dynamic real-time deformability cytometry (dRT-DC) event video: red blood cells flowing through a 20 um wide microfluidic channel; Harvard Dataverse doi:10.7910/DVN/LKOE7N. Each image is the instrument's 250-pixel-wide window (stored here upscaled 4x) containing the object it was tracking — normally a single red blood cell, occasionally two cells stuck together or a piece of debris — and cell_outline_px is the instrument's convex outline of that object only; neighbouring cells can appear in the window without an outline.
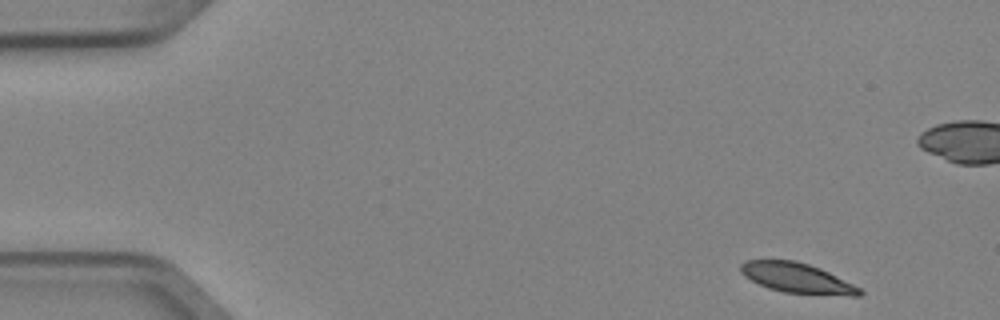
{"species": "Egyptian fruit bat (a non-hibernating species)", "species_latin": "Rousettus aegyptiacus", "temperature_condition": "cold", "stored_images_in_passage": 5, "camera_frame_rate_fps": 3000, "um_per_image_px": 0.085, "animal": {"sex": "female"}, "frame": {"image": 1, "passage_image": 1, "time_ms": 0.0, "image_size_px": [1000, 320], "cell_outline_px": [[864, 292], [860, 296], [852, 296], [784, 292], [768, 288], [744, 276], [740, 272], [740, 264], [748, 260], [796, 260], [820, 268], [860, 288]], "centroid_in_image_um": [67.74, 23.63], "position_along_channel_um": 17.3, "area_um2": 20.58}}